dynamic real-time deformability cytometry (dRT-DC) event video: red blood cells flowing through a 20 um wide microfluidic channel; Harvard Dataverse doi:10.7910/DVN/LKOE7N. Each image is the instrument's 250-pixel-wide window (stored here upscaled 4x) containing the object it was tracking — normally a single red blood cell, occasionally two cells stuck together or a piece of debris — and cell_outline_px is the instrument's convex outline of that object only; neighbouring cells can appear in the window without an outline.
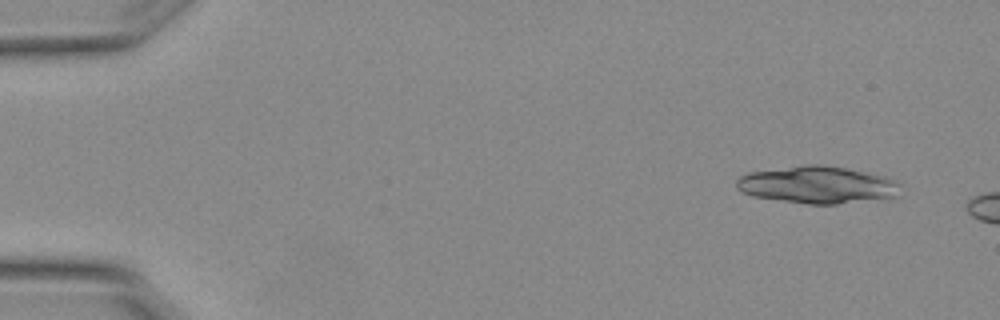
{"species": "Egyptian fruit bat (a non-hibernating species)", "species_latin": "Rousettus aegyptiacus", "temperature_condition": "warm", "stored_images_in_passage": 3, "camera_frame_rate_fps": 3000, "um_per_image_px": 0.085, "animal": {"sex": "female"}, "frame": {"image": 1, "passage_image": 1, "time_ms": 0.0, "image_size_px": [1000, 320], "cell_outline_px": [[900, 196], [884, 200], [836, 204], [808, 204], [752, 196], [740, 192], [736, 188], [736, 180], [740, 176], [748, 172], [804, 164], [824, 164], [884, 176], [900, 184]], "centroid_in_image_um": [69.5, 15.72], "position_along_channel_um": 15.5, "area_um2": 36.07}}